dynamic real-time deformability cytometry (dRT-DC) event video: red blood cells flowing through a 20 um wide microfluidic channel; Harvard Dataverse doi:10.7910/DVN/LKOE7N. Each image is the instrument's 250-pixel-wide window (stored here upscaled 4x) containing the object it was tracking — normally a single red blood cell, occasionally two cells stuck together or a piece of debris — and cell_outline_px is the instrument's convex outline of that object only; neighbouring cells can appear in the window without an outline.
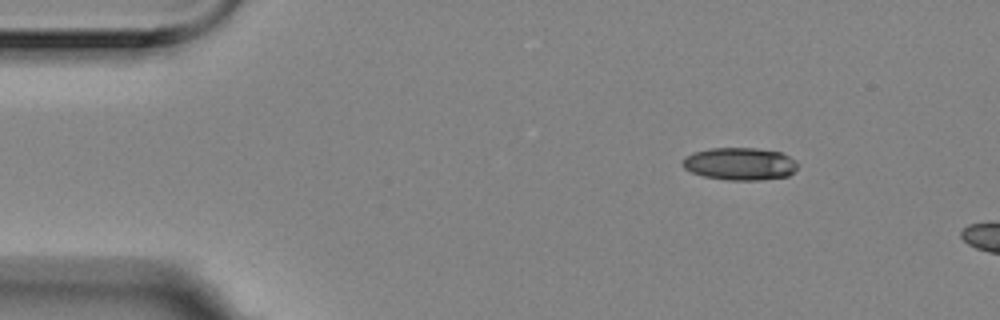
{"species": "Egyptian fruit bat (a non-hibernating species)", "species_latin": "Rousettus aegyptiacus", "temperature_condition": "room temperature", "stored_images_in_passage": 3, "camera_frame_rate_fps": 3000, "um_per_image_px": 0.085, "animal": {"sex": "female"}, "frame": {"image": 1, "passage_image": 1, "time_ms": 0.0, "image_size_px": [1000, 320], "cell_outline_px": [[796, 168], [788, 176], [760, 180], [728, 180], [704, 176], [692, 172], [684, 168], [680, 164], [684, 156], [692, 152], [708, 148], [756, 148], [780, 152], [796, 160]], "centroid_in_image_um": [62.84, 13.92], "position_along_channel_um": 22.2, "area_um2": 21.91}}